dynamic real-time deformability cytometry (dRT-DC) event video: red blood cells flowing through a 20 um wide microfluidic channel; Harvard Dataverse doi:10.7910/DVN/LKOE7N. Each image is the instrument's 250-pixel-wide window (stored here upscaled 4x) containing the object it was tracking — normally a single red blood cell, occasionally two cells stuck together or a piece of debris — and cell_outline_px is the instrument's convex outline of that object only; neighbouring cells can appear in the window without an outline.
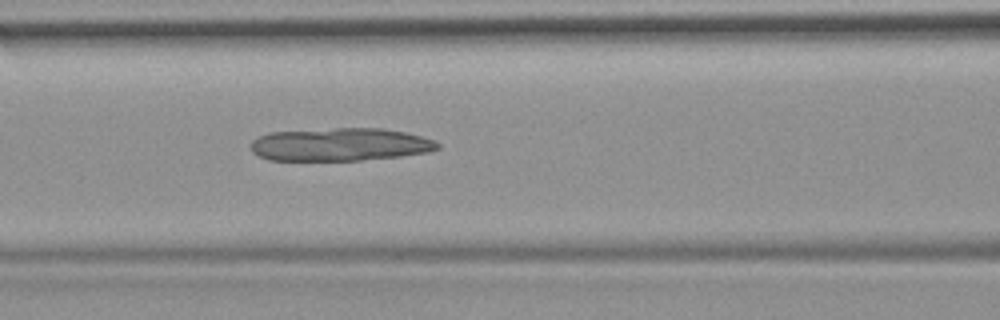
{"species": "common noctule bat (a hibernating species)", "species_latin": "Nyctalus noctula", "temperature_condition": "room temperature", "stored_images_in_passage": 53, "camera_frame_rate_fps": 3000, "um_per_image_px": 0.085, "animal": {"sex": "female", "body_mass_g": 19.9}, "frame": {"image": 1, "passage_image": 23, "time_ms": 7.333, "image_size_px": [1000, 320], "cell_outline_px": [[440, 148], [428, 152], [400, 156], [360, 160], [268, 160], [256, 156], [252, 152], [252, 140], [268, 132], [336, 128], [384, 128], [404, 132], [420, 136], [432, 140], [440, 144]], "centroid_in_image_um": [28.88, 12.28], "position_along_channel_um": 137.7, "area_um2": 35.89}}
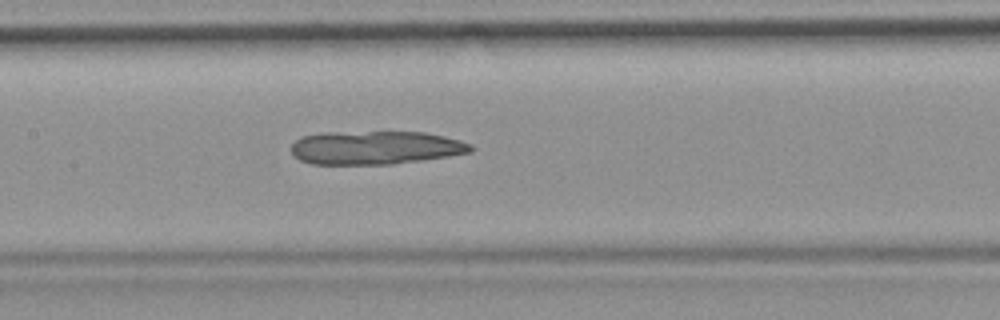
{"frame": {"image": 2, "passage_image": 26, "time_ms": 8.333, "image_size_px": [1000, 320], "cell_outline_px": [[472, 152], [424, 160], [392, 164], [312, 164], [300, 160], [292, 156], [292, 144], [300, 136], [324, 132], [424, 132], [444, 136], [460, 140], [472, 144]], "centroid_in_image_um": [31.9, 12.55], "position_along_channel_um": 175.5, "area_um2": 35.2}}